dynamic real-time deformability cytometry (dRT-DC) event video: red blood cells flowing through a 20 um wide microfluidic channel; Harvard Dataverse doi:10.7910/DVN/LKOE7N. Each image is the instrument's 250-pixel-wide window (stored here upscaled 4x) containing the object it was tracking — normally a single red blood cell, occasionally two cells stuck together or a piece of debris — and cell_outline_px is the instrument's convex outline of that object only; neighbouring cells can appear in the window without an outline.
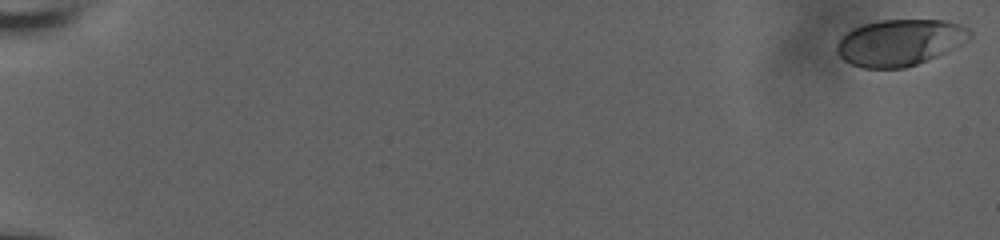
{"species": "human", "species_latin": "Homo sapiens", "temperature_condition": "room temperature", "stored_images_in_passage": 29, "camera_frame_rate_fps": 3000, "um_per_image_px": 0.085, "donor": {"sex": "male"}, "frame": {"image": 1, "passage_image": 1, "time_ms": 0.0, "image_size_px": [1000, 240], "cell_outline_px": [[972, 36], [952, 48], [928, 60], [904, 68], [860, 68], [844, 60], [836, 52], [836, 44], [852, 28], [864, 24], [880, 20], [964, 16], [972, 32]], "centroid_in_image_um": [76.65, 3.51], "position_along_channel_um": 8.4, "area_um2": 37.51}}
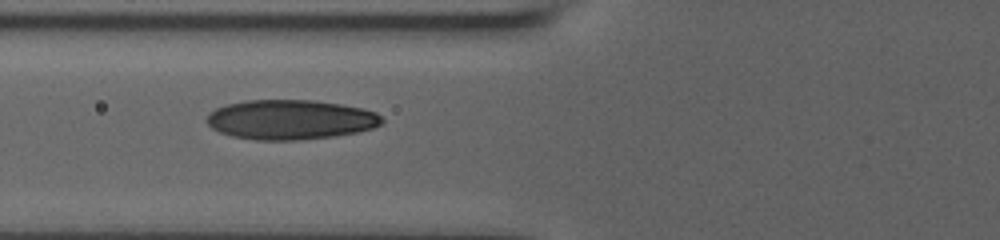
{"frame": {"image": 2, "passage_image": 16, "time_ms": 8.333, "image_size_px": [1000, 240], "cell_outline_px": [[384, 120], [380, 124], [372, 128], [356, 132], [336, 136], [300, 140], [256, 140], [232, 136], [220, 132], [212, 128], [204, 120], [208, 112], [216, 108], [228, 104], [248, 100], [316, 100], [340, 104], [360, 108], [376, 112]], "centroid_in_image_um": [24.65, 10.17], "position_along_channel_um": 101.1, "area_um2": 40.63}}
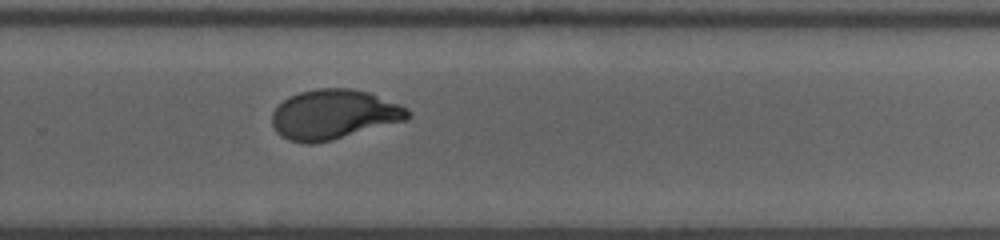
{"frame": {"image": 3, "passage_image": 29, "time_ms": 13.667, "image_size_px": [1000, 240], "cell_outline_px": [[412, 116], [408, 120], [332, 140], [312, 144], [308, 144], [288, 140], [280, 136], [276, 132], [272, 124], [272, 112], [288, 96], [300, 92], [316, 88], [352, 88], [372, 92], [400, 104], [408, 108], [412, 112]], "centroid_in_image_um": [28.42, 9.72], "position_along_channel_um": 301.4, "area_um2": 39.94}}